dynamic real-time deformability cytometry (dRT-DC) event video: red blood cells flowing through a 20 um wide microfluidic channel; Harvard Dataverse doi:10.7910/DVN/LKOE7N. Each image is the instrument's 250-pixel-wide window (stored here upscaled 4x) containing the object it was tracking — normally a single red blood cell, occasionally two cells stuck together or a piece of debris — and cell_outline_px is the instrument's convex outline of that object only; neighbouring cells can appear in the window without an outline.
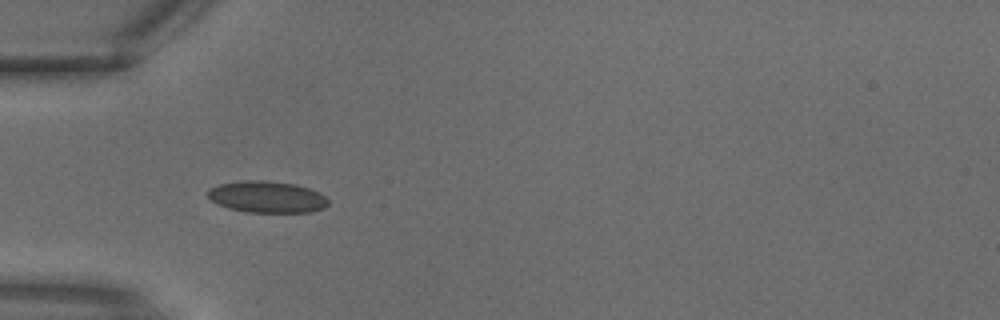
{"species": "common noctule bat (a hibernating species)", "species_latin": "Nyctalus noctula", "temperature_condition": "warm", "stored_images_in_passage": 1, "camera_frame_rate_fps": 3000, "um_per_image_px": 0.085, "animal": {"sex": "male", "body_mass_g": 18.8}, "frame": {"image": 1, "passage_image": 1, "time_ms": 0.0, "image_size_px": [1000, 320], "cell_outline_px": [[328, 204], [324, 208], [312, 212], [248, 212], [228, 208], [216, 204], [204, 192], [208, 188], [220, 184], [240, 180], [264, 180], [296, 184], [320, 192], [328, 200]], "centroid_in_image_um": [22.66, 16.73], "position_along_channel_um": 62.3, "area_um2": 22.43}}